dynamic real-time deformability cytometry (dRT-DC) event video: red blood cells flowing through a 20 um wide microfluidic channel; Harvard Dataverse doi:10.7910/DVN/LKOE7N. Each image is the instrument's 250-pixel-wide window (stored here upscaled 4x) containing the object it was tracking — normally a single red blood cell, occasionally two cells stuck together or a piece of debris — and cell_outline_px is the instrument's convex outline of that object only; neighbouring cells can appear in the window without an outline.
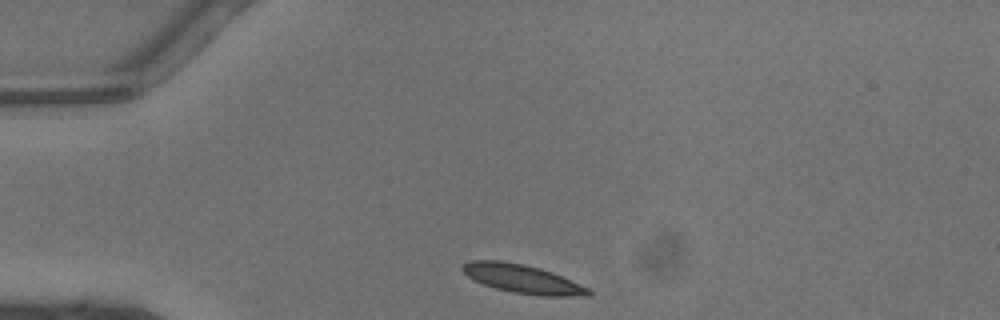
{"species": "common noctule bat (a hibernating species)", "species_latin": "Nyctalus noctula", "temperature_condition": "warm", "stored_images_in_passage": 27, "camera_frame_rate_fps": 3000, "um_per_image_px": 0.085, "animal": {"sex": "male", "body_mass_g": 13.3}, "frame": {"image": 1, "passage_image": 1, "time_ms": 0.0, "image_size_px": [1000, 320], "cell_outline_px": [[592, 296], [540, 296], [512, 292], [496, 288], [472, 280], [460, 268], [464, 264], [472, 260], [500, 260], [524, 264], [540, 268], [552, 272], [580, 284], [588, 288], [592, 292]], "centroid_in_image_um": [44.42, 23.71], "position_along_channel_um": 40.6, "area_um2": 21.04}}
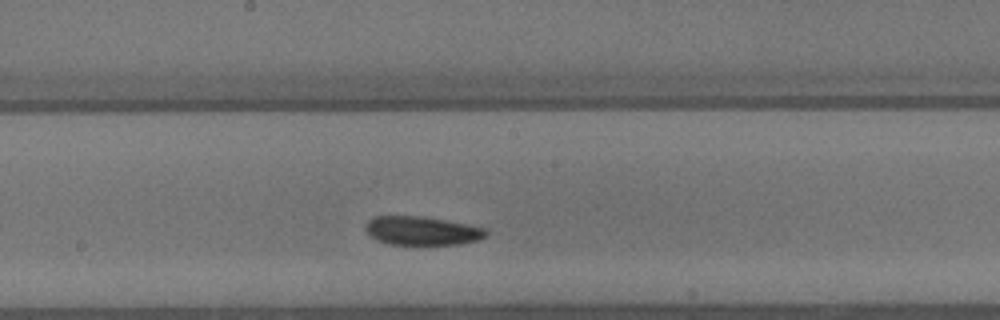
{"frame": {"image": 2, "passage_image": 15, "time_ms": 4.667, "image_size_px": [1000, 320], "cell_outline_px": [[488, 236], [476, 240], [460, 244], [420, 248], [388, 244], [376, 240], [364, 228], [368, 220], [372, 216], [420, 216], [468, 224], [488, 228]], "centroid_in_image_um": [35.89, 19.67], "position_along_channel_um": 212.3, "area_um2": 21.21}}
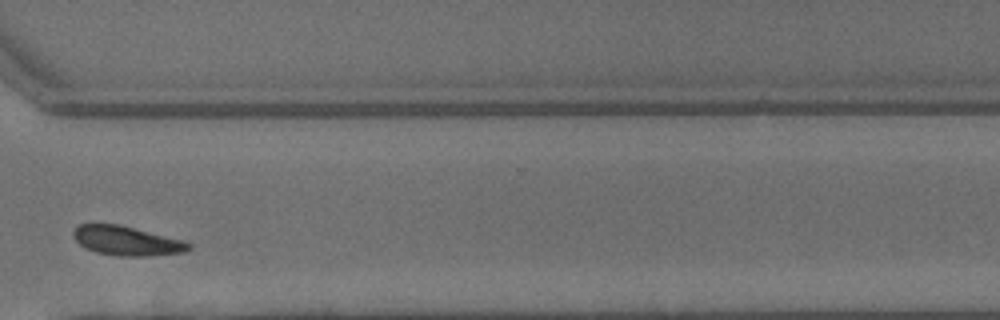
{"frame": {"image": 3, "passage_image": 25, "time_ms": 8.0, "image_size_px": [1000, 320], "cell_outline_px": [[192, 248], [184, 252], [152, 256], [116, 256], [96, 252], [84, 248], [72, 236], [72, 232], [80, 224], [92, 220], [120, 224], [184, 240], [192, 244]], "centroid_in_image_um": [10.72, 20.43], "position_along_channel_um": 359.9, "area_um2": 20.52}, "authors_computed_cell_mechanics": {"area_um2": 20.23, "velocity_mm_per_s": 4.4298, "shape_relaxation_time_tau1_ms": 2.4242, "shape_relaxation_time_tau2_ms": 8.0713, "deformation_change_tau1": 0.1041, "deformation_change_tau2": 0.1454}}